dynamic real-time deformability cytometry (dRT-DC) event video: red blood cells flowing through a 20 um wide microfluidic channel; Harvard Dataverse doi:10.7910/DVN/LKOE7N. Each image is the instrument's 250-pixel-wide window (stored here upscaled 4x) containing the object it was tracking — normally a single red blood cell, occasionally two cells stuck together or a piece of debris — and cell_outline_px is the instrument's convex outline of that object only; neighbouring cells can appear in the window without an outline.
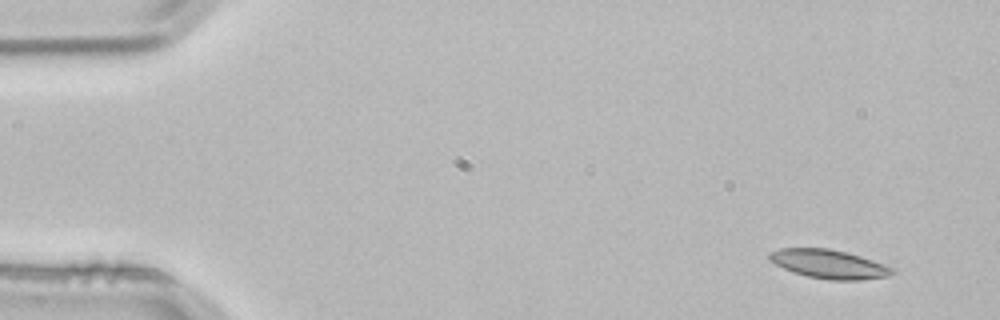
{"species": "common noctule bat (a hibernating species)", "species_latin": "Nyctalus noctula", "temperature_condition": "room temperature", "stored_images_in_passage": 3, "camera_frame_rate_fps": 3000, "um_per_image_px": 0.085, "animal": {"sex": "male", "body_mass_g": 21.5, "forearm_length_mm": 52.0}, "frame": {"image": 1, "passage_image": 1, "time_ms": 0.0, "image_size_px": [1000, 320], "cell_outline_px": [[896, 272], [888, 276], [860, 280], [828, 280], [808, 276], [792, 272], [768, 260], [768, 252], [780, 248], [828, 248], [848, 252], [896, 268]], "centroid_in_image_um": [70.46, 22.44], "position_along_channel_um": 14.5, "area_um2": 20.81}}
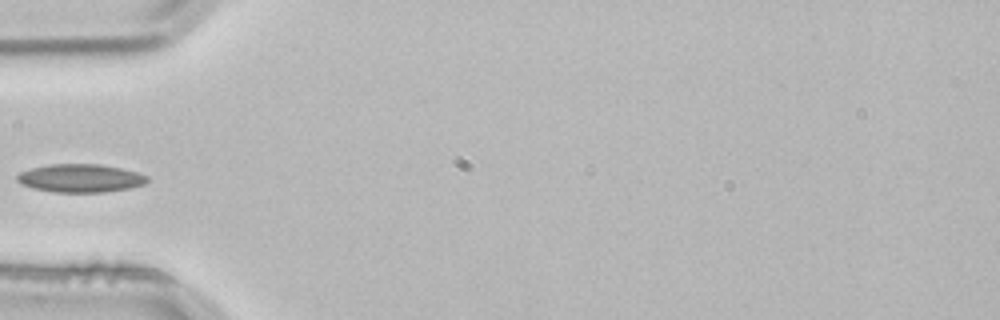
{"frame": {"image": 2, "passage_image": 3, "time_ms": 0.667, "image_size_px": [1000, 320], "cell_outline_px": [[148, 180], [144, 184], [128, 188], [104, 192], [52, 192], [32, 188], [16, 180], [16, 176], [20, 172], [32, 168], [52, 164], [100, 164], [120, 168], [136, 172], [148, 176]], "centroid_in_image_um": [6.83, 15.14], "position_along_channel_um": 78.2, "area_um2": 21.21}}